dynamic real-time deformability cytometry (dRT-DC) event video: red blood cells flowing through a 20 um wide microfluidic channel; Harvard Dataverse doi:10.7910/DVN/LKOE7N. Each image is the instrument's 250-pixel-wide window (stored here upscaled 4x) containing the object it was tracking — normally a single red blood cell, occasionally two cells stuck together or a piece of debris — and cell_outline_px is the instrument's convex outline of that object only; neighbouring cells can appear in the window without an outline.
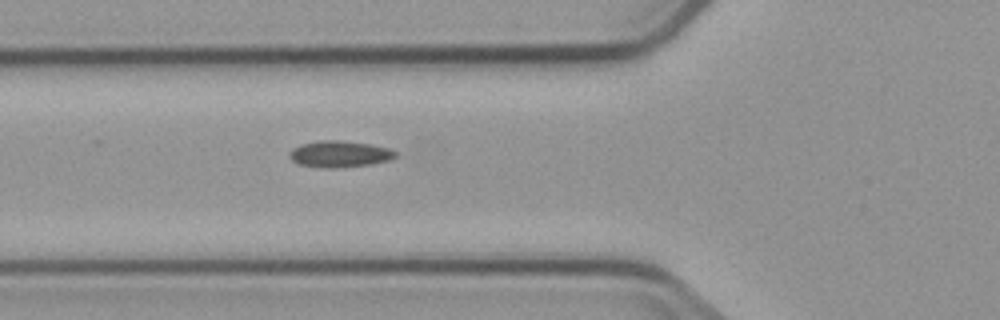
{"species": "common noctule bat (a hibernating species)", "species_latin": "Nyctalus noctula", "temperature_condition": "cold", "stored_images_in_passage": 6, "camera_frame_rate_fps": 3000, "um_per_image_px": 0.085, "animal": {"sex": "male", "body_mass_g": 23.1, "forearm_length_mm": 52.7}, "frame": {"image": 1, "passage_image": 6, "time_ms": 5.667, "image_size_px": [1000, 320], "cell_outline_px": [[396, 156], [388, 160], [372, 164], [336, 168], [320, 168], [300, 164], [292, 160], [288, 156], [288, 152], [292, 148], [300, 144], [320, 140], [340, 140], [372, 144], [388, 148], [396, 152]], "centroid_in_image_um": [28.82, 13.09], "position_along_channel_um": 97.0, "area_um2": 16.47}}